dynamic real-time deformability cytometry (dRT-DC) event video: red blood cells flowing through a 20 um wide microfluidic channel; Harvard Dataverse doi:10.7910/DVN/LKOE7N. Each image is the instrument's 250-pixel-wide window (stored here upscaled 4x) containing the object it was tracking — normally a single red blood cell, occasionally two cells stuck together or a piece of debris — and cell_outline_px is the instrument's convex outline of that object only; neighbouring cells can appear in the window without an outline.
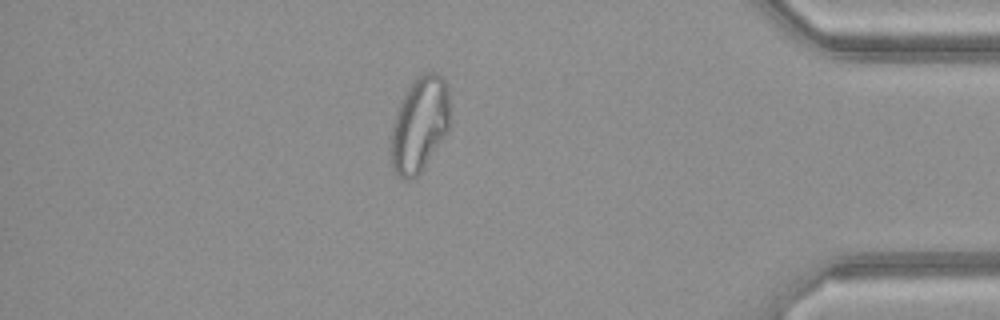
{"species": "common noctule bat (a hibernating species)", "species_latin": "Nyctalus noctula", "temperature_condition": "warm", "stored_images_in_passage": 36, "camera_frame_rate_fps": 3000, "um_per_image_px": 0.085, "animal": {"sex": "female", "body_mass_g": 21.9}, "frame": {"image": 1, "passage_image": 31, "time_ms": 10.0, "image_size_px": [1000, 320], "cell_outline_px": [[448, 132], [424, 168], [412, 180], [404, 180], [392, 168], [388, 140], [392, 124], [400, 100], [404, 92], [412, 80], [416, 76], [424, 72], [436, 72], [444, 80], [448, 92]], "centroid_in_image_um": [35.61, 10.6], "position_along_channel_um": 399.6, "area_um2": 33.35}, "authors_computed_cell_mechanics": {"area_um2": 28.6688, "velocity_mm_per_s": 4.1809, "shape_relaxation_time_tau1_ms": null, "shape_relaxation_time_tau2_ms": 1.419, "deformation_change_tau1": null, "deformation_change_tau2": 0.098}}